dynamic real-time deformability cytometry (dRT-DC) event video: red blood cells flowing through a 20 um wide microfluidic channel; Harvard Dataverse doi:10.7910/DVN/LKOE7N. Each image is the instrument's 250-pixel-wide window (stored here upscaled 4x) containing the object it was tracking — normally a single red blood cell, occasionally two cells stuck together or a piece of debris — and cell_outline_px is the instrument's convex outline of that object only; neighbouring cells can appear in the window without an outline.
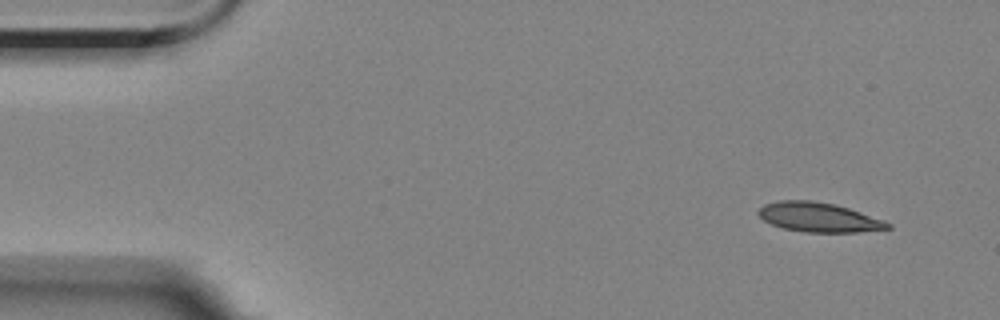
{"species": "Egyptian fruit bat (a non-hibernating species)", "species_latin": "Rousettus aegyptiacus", "temperature_condition": "room temperature", "stored_images_in_passage": 5, "camera_frame_rate_fps": 3000, "um_per_image_px": 0.085, "animal": {"sex": "female"}, "frame": {"image": 1, "passage_image": 1, "time_ms": 0.0, "image_size_px": [1000, 320], "cell_outline_px": [[892, 228], [856, 232], [804, 232], [784, 228], [772, 224], [764, 220], [756, 212], [764, 204], [780, 200], [812, 200], [832, 204], [848, 208], [884, 220], [892, 224]], "centroid_in_image_um": [69.59, 18.47], "position_along_channel_um": 15.4, "area_um2": 22.02}}